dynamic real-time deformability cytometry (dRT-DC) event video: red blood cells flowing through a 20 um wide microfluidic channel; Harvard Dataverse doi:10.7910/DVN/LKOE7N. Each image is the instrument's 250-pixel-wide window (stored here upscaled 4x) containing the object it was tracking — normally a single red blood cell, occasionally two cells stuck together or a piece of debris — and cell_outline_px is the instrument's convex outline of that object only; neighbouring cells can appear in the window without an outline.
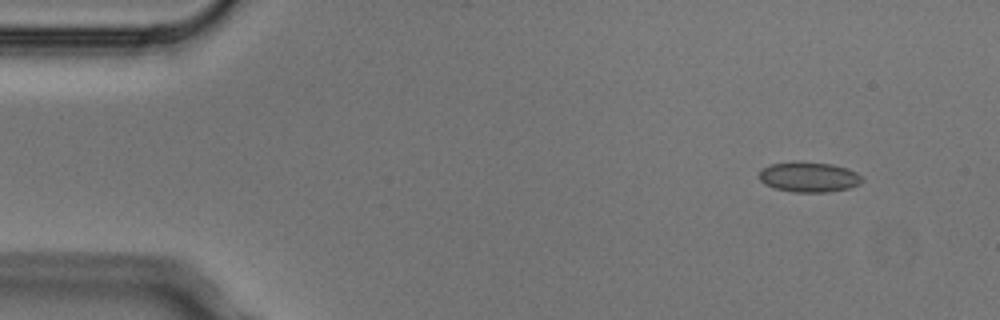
{"species": "Egyptian fruit bat (a non-hibernating species)", "species_latin": "Rousettus aegyptiacus", "temperature_condition": "cold", "stored_images_in_passage": 4, "camera_frame_rate_fps": 3000, "um_per_image_px": 0.085, "animal": {"sex": "male"}, "frame": {"image": 1, "passage_image": 4, "time_ms": 1.0, "image_size_px": [1000, 320], "cell_outline_px": [[864, 180], [860, 184], [848, 188], [828, 192], [792, 192], [776, 188], [764, 184], [760, 180], [760, 168], [772, 164], [796, 160], [832, 164], [848, 168], [864, 176]], "centroid_in_image_um": [68.78, 15.03], "position_along_channel_um": 16.2, "area_um2": 18.44}}